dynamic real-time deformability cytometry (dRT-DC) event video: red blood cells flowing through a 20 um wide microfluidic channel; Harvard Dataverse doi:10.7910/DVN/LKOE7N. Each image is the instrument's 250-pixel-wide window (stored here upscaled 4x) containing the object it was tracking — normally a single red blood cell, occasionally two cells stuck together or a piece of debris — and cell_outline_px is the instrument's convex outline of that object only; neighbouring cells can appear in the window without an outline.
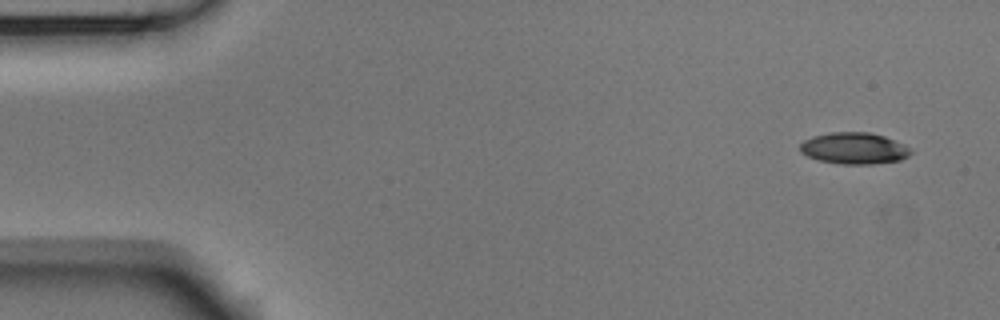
{"species": "Egyptian fruit bat (a non-hibernating species)", "species_latin": "Rousettus aegyptiacus", "temperature_condition": "room temperature", "stored_images_in_passage": 8, "camera_frame_rate_fps": 3000, "um_per_image_px": 0.085, "animal": {"sex": "male"}, "frame": {"image": 1, "passage_image": 1, "time_ms": 0.0, "image_size_px": [1000, 320], "cell_outline_px": [[912, 152], [908, 156], [900, 160], [872, 164], [844, 164], [820, 160], [808, 156], [800, 152], [800, 144], [804, 140], [812, 136], [832, 132], [868, 132], [884, 136], [904, 144]], "centroid_in_image_um": [72.59, 12.6], "position_along_channel_um": 12.4, "area_um2": 20.17}}
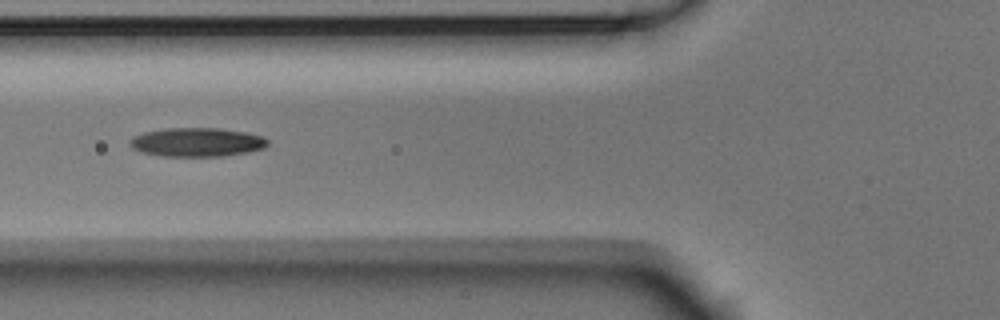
{"frame": {"image": 2, "passage_image": 6, "time_ms": 1.667, "image_size_px": [1000, 320], "cell_outline_px": [[268, 144], [264, 148], [248, 152], [224, 156], [160, 156], [144, 152], [132, 148], [128, 144], [132, 136], [144, 132], [168, 128], [220, 128], [244, 132], [264, 136], [268, 140]], "centroid_in_image_um": [16.74, 12.08], "position_along_channel_um": 109.1, "area_um2": 23.24}}
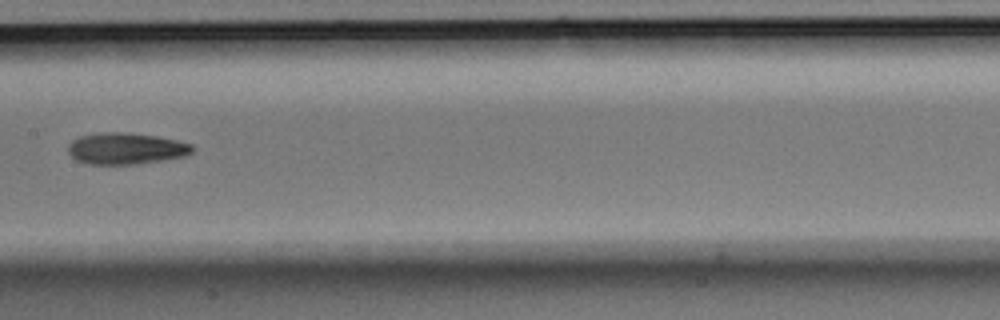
{"frame": {"image": 3, "passage_image": 8, "time_ms": 2.333, "image_size_px": [1000, 320], "cell_outline_px": [[196, 148], [192, 152], [184, 156], [160, 160], [132, 164], [92, 164], [76, 160], [68, 152], [68, 144], [72, 140], [80, 136], [104, 132], [128, 132], [156, 136], [176, 140], [192, 144]], "centroid_in_image_um": [10.7, 12.61], "position_along_channel_um": 196.7, "area_um2": 22.66}}